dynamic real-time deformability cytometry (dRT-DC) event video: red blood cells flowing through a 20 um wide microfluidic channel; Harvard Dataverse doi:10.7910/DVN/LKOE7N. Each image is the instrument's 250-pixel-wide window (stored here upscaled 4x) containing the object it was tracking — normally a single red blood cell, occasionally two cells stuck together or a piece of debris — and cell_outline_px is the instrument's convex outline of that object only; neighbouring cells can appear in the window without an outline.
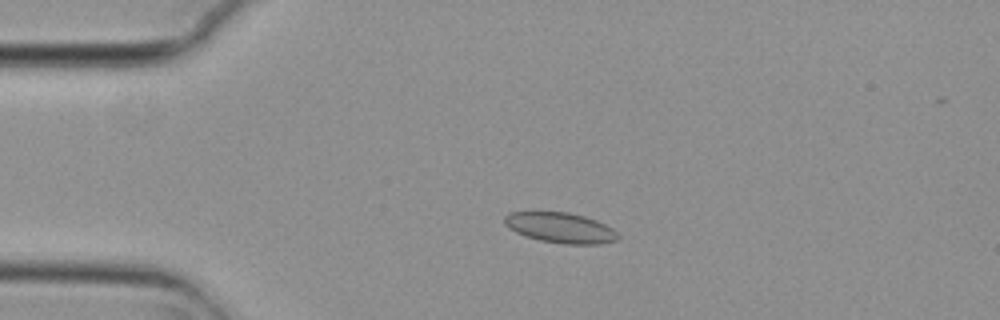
{"species": "common noctule bat (a hibernating species)", "species_latin": "Nyctalus noctula", "temperature_condition": "cold", "stored_images_in_passage": 5, "camera_frame_rate_fps": 3000, "um_per_image_px": 0.085, "animal": {"sex": "female", "body_mass_g": 29.2, "forearm_length_mm": 56.3}, "frame": {"image": 1, "passage_image": 4, "time_ms": 1.0, "image_size_px": [1000, 320], "cell_outline_px": [[620, 236], [616, 240], [600, 244], [564, 244], [540, 240], [524, 236], [508, 228], [504, 224], [504, 216], [508, 212], [568, 212], [584, 216], [596, 220], [612, 228]], "centroid_in_image_um": [47.61, 19.36], "position_along_channel_um": 37.4, "area_um2": 20.11}}